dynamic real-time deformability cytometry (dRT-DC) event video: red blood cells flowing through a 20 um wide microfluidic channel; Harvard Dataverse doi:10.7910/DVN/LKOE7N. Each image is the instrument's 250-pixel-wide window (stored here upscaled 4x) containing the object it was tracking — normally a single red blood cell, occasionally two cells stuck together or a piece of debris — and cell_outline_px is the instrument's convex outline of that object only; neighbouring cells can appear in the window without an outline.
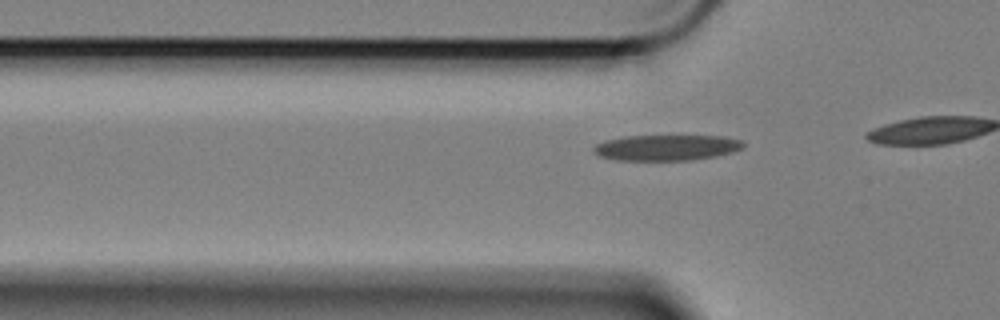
{"species": "Egyptian fruit bat (a non-hibernating species)", "species_latin": "Rousettus aegyptiacus", "temperature_condition": "cold", "stored_images_in_passage": 15, "camera_frame_rate_fps": 3000, "um_per_image_px": 0.085, "animal": {"sex": "female"}, "frame": {"image": 1, "passage_image": 9, "time_ms": 2.667, "image_size_px": [1000, 320], "cell_outline_px": [[744, 148], [732, 152], [716, 156], [688, 160], [616, 160], [600, 156], [592, 152], [592, 148], [596, 144], [604, 140], [624, 136], [724, 136], [740, 140], [744, 144]], "centroid_in_image_um": [56.62, 12.54], "position_along_channel_um": 69.2, "area_um2": 22.48}}
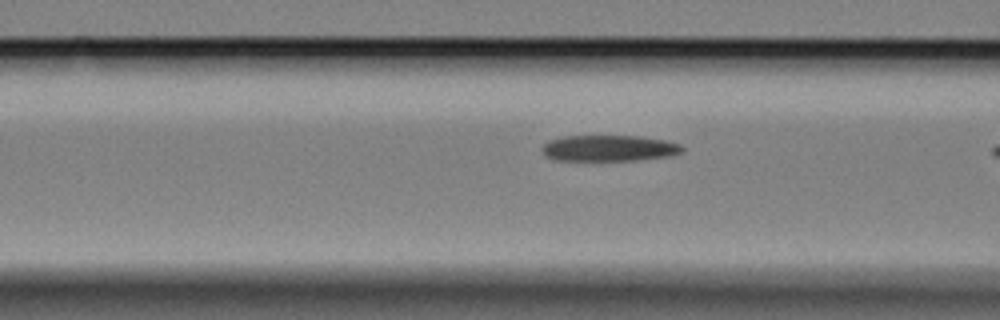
{"frame": {"image": 2, "passage_image": 13, "time_ms": 4.0, "image_size_px": [1000, 320], "cell_outline_px": [[684, 148], [680, 152], [668, 156], [636, 160], [556, 160], [544, 156], [540, 148], [548, 140], [564, 136], [640, 136], [664, 140], [680, 144]], "centroid_in_image_um": [51.7, 12.59], "position_along_channel_um": 114.9, "area_um2": 21.27}}